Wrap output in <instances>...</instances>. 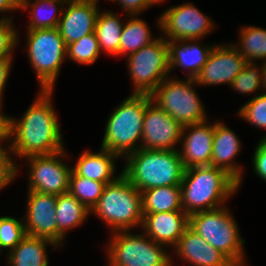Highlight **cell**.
Returning <instances> with one entry per match:
<instances>
[{"instance_id": "13", "label": "cell", "mask_w": 266, "mask_h": 266, "mask_svg": "<svg viewBox=\"0 0 266 266\" xmlns=\"http://www.w3.org/2000/svg\"><path fill=\"white\" fill-rule=\"evenodd\" d=\"M183 126L162 110L152 99L146 104L143 117L141 148L177 150Z\"/></svg>"}, {"instance_id": "36", "label": "cell", "mask_w": 266, "mask_h": 266, "mask_svg": "<svg viewBox=\"0 0 266 266\" xmlns=\"http://www.w3.org/2000/svg\"><path fill=\"white\" fill-rule=\"evenodd\" d=\"M15 179V165L12 163L9 146L0 145V190Z\"/></svg>"}, {"instance_id": "4", "label": "cell", "mask_w": 266, "mask_h": 266, "mask_svg": "<svg viewBox=\"0 0 266 266\" xmlns=\"http://www.w3.org/2000/svg\"><path fill=\"white\" fill-rule=\"evenodd\" d=\"M151 95L131 94L109 115L101 148L125 158L141 148L143 117Z\"/></svg>"}, {"instance_id": "35", "label": "cell", "mask_w": 266, "mask_h": 266, "mask_svg": "<svg viewBox=\"0 0 266 266\" xmlns=\"http://www.w3.org/2000/svg\"><path fill=\"white\" fill-rule=\"evenodd\" d=\"M13 17L0 18V60L13 59V52L19 43V34L13 25Z\"/></svg>"}, {"instance_id": "12", "label": "cell", "mask_w": 266, "mask_h": 266, "mask_svg": "<svg viewBox=\"0 0 266 266\" xmlns=\"http://www.w3.org/2000/svg\"><path fill=\"white\" fill-rule=\"evenodd\" d=\"M160 32L166 41L199 40L214 29V22L192 3L172 6L158 18Z\"/></svg>"}, {"instance_id": "9", "label": "cell", "mask_w": 266, "mask_h": 266, "mask_svg": "<svg viewBox=\"0 0 266 266\" xmlns=\"http://www.w3.org/2000/svg\"><path fill=\"white\" fill-rule=\"evenodd\" d=\"M194 78L178 80L169 76L154 90L151 99L182 126L208 120L203 103L194 89Z\"/></svg>"}, {"instance_id": "22", "label": "cell", "mask_w": 266, "mask_h": 266, "mask_svg": "<svg viewBox=\"0 0 266 266\" xmlns=\"http://www.w3.org/2000/svg\"><path fill=\"white\" fill-rule=\"evenodd\" d=\"M116 159H119L117 154L103 148H100L98 153L85 150L79 155L72 170L79 176L109 184L121 175L117 177L114 175Z\"/></svg>"}, {"instance_id": "8", "label": "cell", "mask_w": 266, "mask_h": 266, "mask_svg": "<svg viewBox=\"0 0 266 266\" xmlns=\"http://www.w3.org/2000/svg\"><path fill=\"white\" fill-rule=\"evenodd\" d=\"M106 247L108 266H173L172 255L164 245L154 242L144 232L116 231ZM170 255V256H169Z\"/></svg>"}, {"instance_id": "15", "label": "cell", "mask_w": 266, "mask_h": 266, "mask_svg": "<svg viewBox=\"0 0 266 266\" xmlns=\"http://www.w3.org/2000/svg\"><path fill=\"white\" fill-rule=\"evenodd\" d=\"M27 195V215L23 218L26 235L46 238L57 244L58 196L37 191H28Z\"/></svg>"}, {"instance_id": "42", "label": "cell", "mask_w": 266, "mask_h": 266, "mask_svg": "<svg viewBox=\"0 0 266 266\" xmlns=\"http://www.w3.org/2000/svg\"><path fill=\"white\" fill-rule=\"evenodd\" d=\"M263 67V76H262V88L264 90V93H266V61L262 63Z\"/></svg>"}, {"instance_id": "27", "label": "cell", "mask_w": 266, "mask_h": 266, "mask_svg": "<svg viewBox=\"0 0 266 266\" xmlns=\"http://www.w3.org/2000/svg\"><path fill=\"white\" fill-rule=\"evenodd\" d=\"M123 21L112 11H99L96 19L95 34L99 42L101 52L120 56V40L123 29Z\"/></svg>"}, {"instance_id": "33", "label": "cell", "mask_w": 266, "mask_h": 266, "mask_svg": "<svg viewBox=\"0 0 266 266\" xmlns=\"http://www.w3.org/2000/svg\"><path fill=\"white\" fill-rule=\"evenodd\" d=\"M256 62H247L245 68L232 81L230 87L241 94L255 93L262 88L263 67Z\"/></svg>"}, {"instance_id": "37", "label": "cell", "mask_w": 266, "mask_h": 266, "mask_svg": "<svg viewBox=\"0 0 266 266\" xmlns=\"http://www.w3.org/2000/svg\"><path fill=\"white\" fill-rule=\"evenodd\" d=\"M253 168L259 178L266 181V136L258 141L253 153Z\"/></svg>"}, {"instance_id": "5", "label": "cell", "mask_w": 266, "mask_h": 266, "mask_svg": "<svg viewBox=\"0 0 266 266\" xmlns=\"http://www.w3.org/2000/svg\"><path fill=\"white\" fill-rule=\"evenodd\" d=\"M98 216L112 230L128 231L142 226V196L122 174L105 185L97 204L90 211Z\"/></svg>"}, {"instance_id": "41", "label": "cell", "mask_w": 266, "mask_h": 266, "mask_svg": "<svg viewBox=\"0 0 266 266\" xmlns=\"http://www.w3.org/2000/svg\"><path fill=\"white\" fill-rule=\"evenodd\" d=\"M20 3L17 0H0V14L1 12H13L19 10Z\"/></svg>"}, {"instance_id": "6", "label": "cell", "mask_w": 266, "mask_h": 266, "mask_svg": "<svg viewBox=\"0 0 266 266\" xmlns=\"http://www.w3.org/2000/svg\"><path fill=\"white\" fill-rule=\"evenodd\" d=\"M223 206L189 216V227L208 244L224 254L235 266H245L244 238L234 216Z\"/></svg>"}, {"instance_id": "14", "label": "cell", "mask_w": 266, "mask_h": 266, "mask_svg": "<svg viewBox=\"0 0 266 266\" xmlns=\"http://www.w3.org/2000/svg\"><path fill=\"white\" fill-rule=\"evenodd\" d=\"M247 60L232 44L214 45L206 63L195 76L198 85L230 84L245 68Z\"/></svg>"}, {"instance_id": "20", "label": "cell", "mask_w": 266, "mask_h": 266, "mask_svg": "<svg viewBox=\"0 0 266 266\" xmlns=\"http://www.w3.org/2000/svg\"><path fill=\"white\" fill-rule=\"evenodd\" d=\"M173 249L174 254L193 266H235L189 226Z\"/></svg>"}, {"instance_id": "29", "label": "cell", "mask_w": 266, "mask_h": 266, "mask_svg": "<svg viewBox=\"0 0 266 266\" xmlns=\"http://www.w3.org/2000/svg\"><path fill=\"white\" fill-rule=\"evenodd\" d=\"M239 42L232 45L247 60L266 61V29L257 26H243L239 31Z\"/></svg>"}, {"instance_id": "24", "label": "cell", "mask_w": 266, "mask_h": 266, "mask_svg": "<svg viewBox=\"0 0 266 266\" xmlns=\"http://www.w3.org/2000/svg\"><path fill=\"white\" fill-rule=\"evenodd\" d=\"M91 212L69 192L58 195L56 204L57 245L60 247L66 232L79 227Z\"/></svg>"}, {"instance_id": "31", "label": "cell", "mask_w": 266, "mask_h": 266, "mask_svg": "<svg viewBox=\"0 0 266 266\" xmlns=\"http://www.w3.org/2000/svg\"><path fill=\"white\" fill-rule=\"evenodd\" d=\"M101 53L95 32L67 45V59L78 64L92 65Z\"/></svg>"}, {"instance_id": "26", "label": "cell", "mask_w": 266, "mask_h": 266, "mask_svg": "<svg viewBox=\"0 0 266 266\" xmlns=\"http://www.w3.org/2000/svg\"><path fill=\"white\" fill-rule=\"evenodd\" d=\"M142 212L145 214L184 211L180 185L150 188L141 192Z\"/></svg>"}, {"instance_id": "19", "label": "cell", "mask_w": 266, "mask_h": 266, "mask_svg": "<svg viewBox=\"0 0 266 266\" xmlns=\"http://www.w3.org/2000/svg\"><path fill=\"white\" fill-rule=\"evenodd\" d=\"M241 142L233 130L224 123L215 122L211 166L225 170L242 185V167L235 163L241 151Z\"/></svg>"}, {"instance_id": "43", "label": "cell", "mask_w": 266, "mask_h": 266, "mask_svg": "<svg viewBox=\"0 0 266 266\" xmlns=\"http://www.w3.org/2000/svg\"><path fill=\"white\" fill-rule=\"evenodd\" d=\"M149 1H150V3L154 6V5H156L157 3L160 4V3H162L163 1H166V0H149Z\"/></svg>"}, {"instance_id": "32", "label": "cell", "mask_w": 266, "mask_h": 266, "mask_svg": "<svg viewBox=\"0 0 266 266\" xmlns=\"http://www.w3.org/2000/svg\"><path fill=\"white\" fill-rule=\"evenodd\" d=\"M23 218L0 216V253L2 249H8L7 252H10L26 236Z\"/></svg>"}, {"instance_id": "17", "label": "cell", "mask_w": 266, "mask_h": 266, "mask_svg": "<svg viewBox=\"0 0 266 266\" xmlns=\"http://www.w3.org/2000/svg\"><path fill=\"white\" fill-rule=\"evenodd\" d=\"M98 5L96 0H67L57 27L66 45L95 31Z\"/></svg>"}, {"instance_id": "30", "label": "cell", "mask_w": 266, "mask_h": 266, "mask_svg": "<svg viewBox=\"0 0 266 266\" xmlns=\"http://www.w3.org/2000/svg\"><path fill=\"white\" fill-rule=\"evenodd\" d=\"M105 185V183L79 176L72 170L68 192L91 211L101 197Z\"/></svg>"}, {"instance_id": "39", "label": "cell", "mask_w": 266, "mask_h": 266, "mask_svg": "<svg viewBox=\"0 0 266 266\" xmlns=\"http://www.w3.org/2000/svg\"><path fill=\"white\" fill-rule=\"evenodd\" d=\"M12 62L13 59L0 60V106L1 107H2L3 92L8 80V76L10 75Z\"/></svg>"}, {"instance_id": "2", "label": "cell", "mask_w": 266, "mask_h": 266, "mask_svg": "<svg viewBox=\"0 0 266 266\" xmlns=\"http://www.w3.org/2000/svg\"><path fill=\"white\" fill-rule=\"evenodd\" d=\"M180 186L182 207L189 216L223 207L239 188L230 174L211 165L185 169Z\"/></svg>"}, {"instance_id": "16", "label": "cell", "mask_w": 266, "mask_h": 266, "mask_svg": "<svg viewBox=\"0 0 266 266\" xmlns=\"http://www.w3.org/2000/svg\"><path fill=\"white\" fill-rule=\"evenodd\" d=\"M208 122L183 126L179 154L184 169L211 165L215 122Z\"/></svg>"}, {"instance_id": "34", "label": "cell", "mask_w": 266, "mask_h": 266, "mask_svg": "<svg viewBox=\"0 0 266 266\" xmlns=\"http://www.w3.org/2000/svg\"><path fill=\"white\" fill-rule=\"evenodd\" d=\"M238 115L255 127L266 129V93L252 97L240 107Z\"/></svg>"}, {"instance_id": "7", "label": "cell", "mask_w": 266, "mask_h": 266, "mask_svg": "<svg viewBox=\"0 0 266 266\" xmlns=\"http://www.w3.org/2000/svg\"><path fill=\"white\" fill-rule=\"evenodd\" d=\"M27 55L41 90H54L67 45L58 28L27 30Z\"/></svg>"}, {"instance_id": "10", "label": "cell", "mask_w": 266, "mask_h": 266, "mask_svg": "<svg viewBox=\"0 0 266 266\" xmlns=\"http://www.w3.org/2000/svg\"><path fill=\"white\" fill-rule=\"evenodd\" d=\"M129 76L133 83V94L151 95L171 74L169 48L164 36L126 58Z\"/></svg>"}, {"instance_id": "38", "label": "cell", "mask_w": 266, "mask_h": 266, "mask_svg": "<svg viewBox=\"0 0 266 266\" xmlns=\"http://www.w3.org/2000/svg\"><path fill=\"white\" fill-rule=\"evenodd\" d=\"M108 1H114L119 2L121 8L128 12L126 15L134 16V15H140L142 11H145L150 6L153 7V5L150 3L149 0H108Z\"/></svg>"}, {"instance_id": "25", "label": "cell", "mask_w": 266, "mask_h": 266, "mask_svg": "<svg viewBox=\"0 0 266 266\" xmlns=\"http://www.w3.org/2000/svg\"><path fill=\"white\" fill-rule=\"evenodd\" d=\"M67 0H21L19 10L30 9L27 30L58 27Z\"/></svg>"}, {"instance_id": "1", "label": "cell", "mask_w": 266, "mask_h": 266, "mask_svg": "<svg viewBox=\"0 0 266 266\" xmlns=\"http://www.w3.org/2000/svg\"><path fill=\"white\" fill-rule=\"evenodd\" d=\"M53 91L40 89L37 98L21 119L8 116L7 139L12 163L15 165V177L19 167L13 155L21 159L65 149L57 113L52 105Z\"/></svg>"}, {"instance_id": "18", "label": "cell", "mask_w": 266, "mask_h": 266, "mask_svg": "<svg viewBox=\"0 0 266 266\" xmlns=\"http://www.w3.org/2000/svg\"><path fill=\"white\" fill-rule=\"evenodd\" d=\"M188 226L189 215L185 211H170L145 214L141 229L154 242L173 249Z\"/></svg>"}, {"instance_id": "21", "label": "cell", "mask_w": 266, "mask_h": 266, "mask_svg": "<svg viewBox=\"0 0 266 266\" xmlns=\"http://www.w3.org/2000/svg\"><path fill=\"white\" fill-rule=\"evenodd\" d=\"M198 41L199 40L167 41L170 71L176 69L175 67H183L187 70V78H195L202 66L206 63L214 47V44L209 46L206 45V47L204 45L202 46Z\"/></svg>"}, {"instance_id": "23", "label": "cell", "mask_w": 266, "mask_h": 266, "mask_svg": "<svg viewBox=\"0 0 266 266\" xmlns=\"http://www.w3.org/2000/svg\"><path fill=\"white\" fill-rule=\"evenodd\" d=\"M56 250L59 247L55 242L42 238L26 235L22 241L10 252H7L9 266H48L47 246Z\"/></svg>"}, {"instance_id": "11", "label": "cell", "mask_w": 266, "mask_h": 266, "mask_svg": "<svg viewBox=\"0 0 266 266\" xmlns=\"http://www.w3.org/2000/svg\"><path fill=\"white\" fill-rule=\"evenodd\" d=\"M66 149L52 154L32 155L25 159L28 167V191L50 195H61L69 191V177L72 168L63 160Z\"/></svg>"}, {"instance_id": "40", "label": "cell", "mask_w": 266, "mask_h": 266, "mask_svg": "<svg viewBox=\"0 0 266 266\" xmlns=\"http://www.w3.org/2000/svg\"><path fill=\"white\" fill-rule=\"evenodd\" d=\"M2 107L0 106V145L3 142H8L7 129H8V116L1 113Z\"/></svg>"}, {"instance_id": "3", "label": "cell", "mask_w": 266, "mask_h": 266, "mask_svg": "<svg viewBox=\"0 0 266 266\" xmlns=\"http://www.w3.org/2000/svg\"><path fill=\"white\" fill-rule=\"evenodd\" d=\"M125 158L122 174L140 192L182 182L185 169L179 150L140 148Z\"/></svg>"}, {"instance_id": "28", "label": "cell", "mask_w": 266, "mask_h": 266, "mask_svg": "<svg viewBox=\"0 0 266 266\" xmlns=\"http://www.w3.org/2000/svg\"><path fill=\"white\" fill-rule=\"evenodd\" d=\"M138 15L129 16L124 24L120 40V56L139 51L142 47L151 44L157 38L151 36L150 28L147 23L138 18Z\"/></svg>"}]
</instances>
